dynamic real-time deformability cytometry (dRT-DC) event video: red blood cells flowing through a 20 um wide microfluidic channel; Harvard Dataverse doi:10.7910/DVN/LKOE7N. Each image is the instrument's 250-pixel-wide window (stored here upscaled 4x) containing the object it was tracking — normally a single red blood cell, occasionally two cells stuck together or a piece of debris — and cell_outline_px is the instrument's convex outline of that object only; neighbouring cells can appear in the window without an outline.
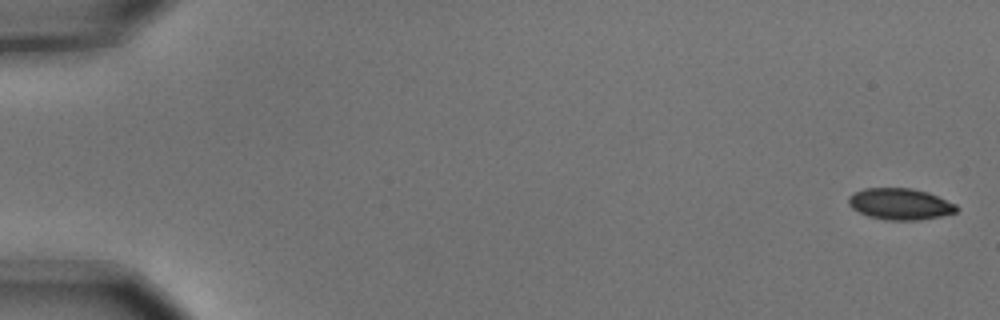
{"species": "common noctule bat (a hibernating species)", "species_latin": "Nyctalus noctula", "temperature_condition": "cold", "stored_images_in_passage": 10, "camera_frame_rate_fps": 3000, "um_per_image_px": 0.085, "animal": {"sex": "male", "body_mass_g": 15.6}, "frame": {"image": 1, "passage_image": 1, "time_ms": 0.0, "image_size_px": [1000, 320], "cell_outline_px": [[960, 208], [956, 212], [940, 216], [920, 220], [884, 220], [868, 216], [852, 208], [848, 204], [848, 196], [852, 192], [864, 188], [912, 188], [928, 192], [956, 204]], "centroid_in_image_um": [76.49, 17.33], "position_along_channel_um": 8.5, "area_um2": 19.94}}
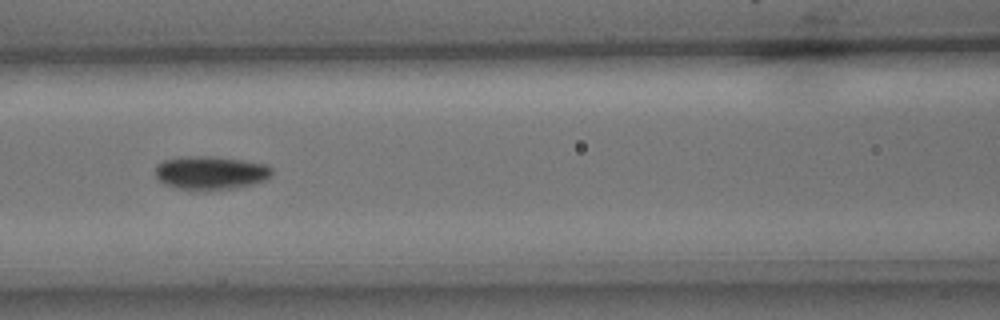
{"frame": {"image": 2, "passage_image": 7, "time_ms": 2.0, "image_size_px": [1000, 320], "cell_outline_px": [[272, 176], [264, 180], [252, 184], [236, 188], [208, 192], [192, 192], [176, 188], [164, 184], [156, 176], [156, 164], [164, 160], [180, 156], [212, 156], [244, 160], [268, 164], [272, 168]], "centroid_in_image_um": [17.9, 14.71], "position_along_channel_um": 148.7, "area_um2": 23.58}}
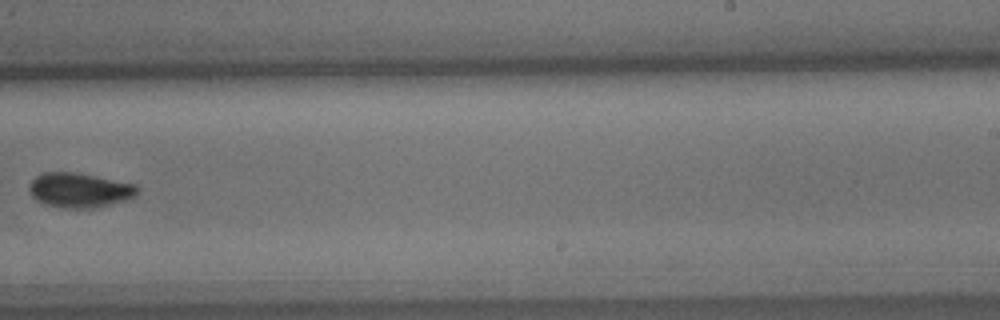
{"frame": {"image": 3, "passage_image": 10, "time_ms": 3.0, "image_size_px": [1000, 320], "cell_outline_px": [[136, 196], [128, 200], [112, 204], [92, 208], [60, 208], [48, 204], [32, 196], [28, 188], [28, 184], [36, 176], [44, 172], [72, 172], [96, 176], [136, 184]], "centroid_in_image_um": [6.76, 16.16], "position_along_channel_um": 282.2, "area_um2": 21.73}}